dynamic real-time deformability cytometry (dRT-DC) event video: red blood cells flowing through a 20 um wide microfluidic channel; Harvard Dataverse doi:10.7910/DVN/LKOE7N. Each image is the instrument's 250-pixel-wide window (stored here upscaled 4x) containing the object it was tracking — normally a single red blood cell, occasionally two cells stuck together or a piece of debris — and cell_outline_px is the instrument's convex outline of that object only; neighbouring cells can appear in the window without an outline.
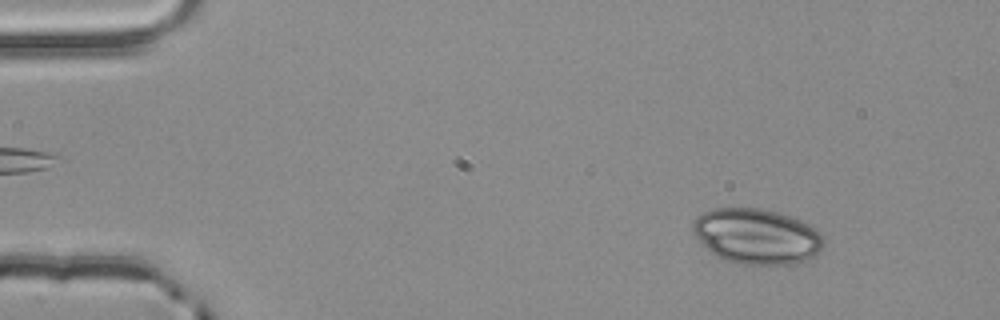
{"species": "common noctule bat (a hibernating species)", "species_latin": "Nyctalus noctula", "temperature_condition": "room temperature", "stored_images_in_passage": 53, "camera_frame_rate_fps": 3000, "um_per_image_px": 0.085, "animal": {"sex": "male", "body_mass_g": 20.4}, "frame": {"image": 1, "passage_image": 6, "time_ms": 1.667, "image_size_px": [1000, 320], "cell_outline_px": [[824, 244], [820, 252], [816, 256], [796, 264], [740, 264], [724, 260], [716, 256], [692, 232], [692, 220], [696, 216], [712, 208], [760, 208], [776, 212], [800, 220], [808, 224], [820, 232], [824, 240]], "centroid_in_image_um": [64.33, 20.09], "position_along_channel_um": 20.7, "area_um2": 42.31}}
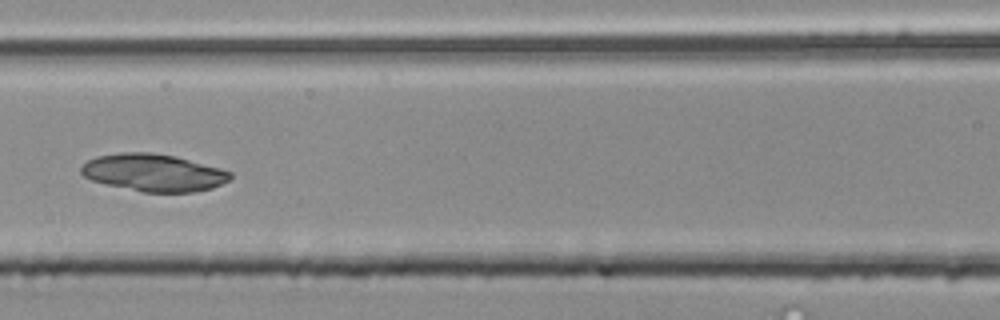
{"frame": {"image": 2, "passage_image": 24, "time_ms": 7.667, "image_size_px": [1000, 320], "cell_outline_px": [[232, 176], [228, 180], [212, 188], [196, 192], [144, 192], [104, 184], [92, 180], [84, 176], [80, 172], [80, 168], [88, 160], [96, 156], [120, 152], [152, 152], [172, 156], [220, 168], [232, 172]], "centroid_in_image_um": [13.02, 14.68], "position_along_channel_um": 153.6, "area_um2": 32.31}}
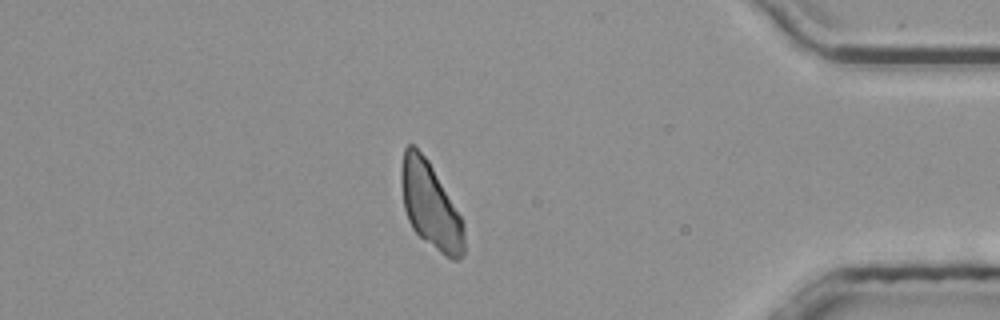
{"frame": {"image": 3, "passage_image": 46, "time_ms": 15.0, "image_size_px": [1000, 320], "cell_outline_px": [[464, 252], [456, 260], [452, 260], [440, 252], [424, 240], [412, 228], [408, 220], [404, 208], [400, 176], [400, 168], [404, 148], [408, 144], [412, 144], [428, 160], [460, 216], [464, 224]], "centroid_in_image_um": [36.56, 17.45], "position_along_channel_um": 398.6, "area_um2": 31.1}}